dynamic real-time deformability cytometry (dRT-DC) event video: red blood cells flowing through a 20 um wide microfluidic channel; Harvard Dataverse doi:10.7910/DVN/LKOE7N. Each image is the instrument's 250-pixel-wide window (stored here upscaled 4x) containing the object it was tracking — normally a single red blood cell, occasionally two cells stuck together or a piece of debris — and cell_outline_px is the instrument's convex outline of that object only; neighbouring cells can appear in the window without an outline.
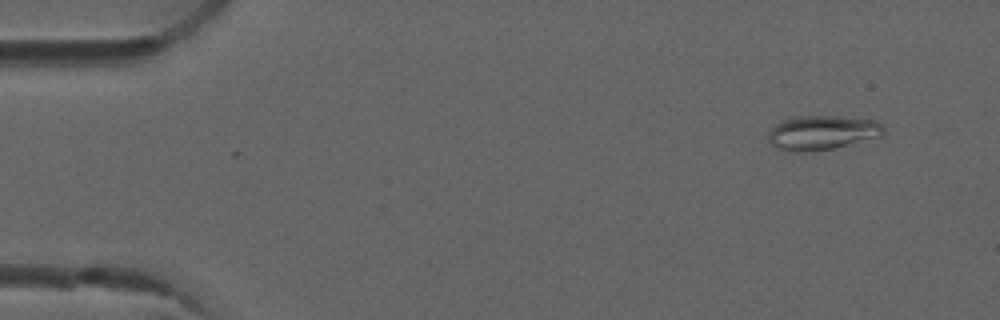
{"species": "common noctule bat (a hibernating species)", "species_latin": "Nyctalus noctula", "temperature_condition": "room temperature", "stored_images_in_passage": 4, "camera_frame_rate_fps": 3000, "um_per_image_px": 0.085, "animal": {"sex": "male", "forearm_length_mm": 52.5}, "frame": {"image": 1, "passage_image": 1, "time_ms": 0.0, "image_size_px": [1000, 320], "cell_outline_px": [[884, 132], [880, 136], [832, 148], [812, 152], [796, 152], [776, 148], [768, 140], [768, 132], [776, 124], [788, 116], [840, 116], [876, 120], [884, 124]], "centroid_in_image_um": [69.86, 11.26], "position_along_channel_um": 15.1, "area_um2": 23.24}}